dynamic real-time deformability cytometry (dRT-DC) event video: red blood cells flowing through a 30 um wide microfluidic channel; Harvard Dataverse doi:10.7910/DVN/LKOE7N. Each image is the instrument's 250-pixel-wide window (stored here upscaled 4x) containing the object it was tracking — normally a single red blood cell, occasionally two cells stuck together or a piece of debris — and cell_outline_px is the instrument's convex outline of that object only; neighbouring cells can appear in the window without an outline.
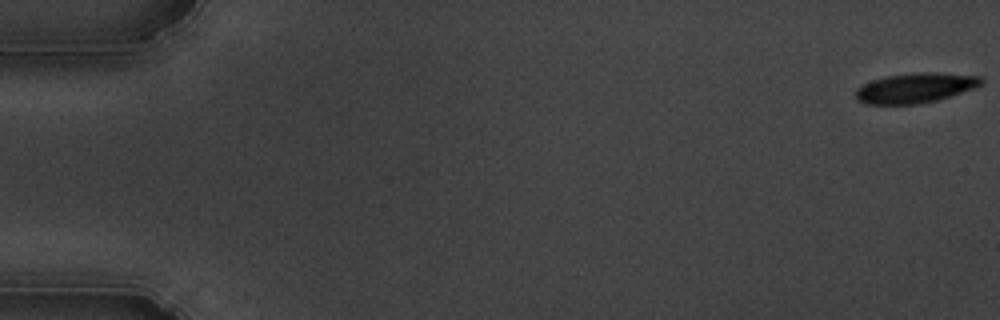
{"species": "common noctule bat (a hibernating species)", "species_latin": "Nyctalus noctula", "temperature_condition": "cold", "stored_images_in_passage": 11, "camera_frame_rate_fps": 3000, "um_per_image_px": 0.085, "animal": {"sex": "male", "body_mass_g": 19.5, "forearm_length_mm": 54.6}, "frame": {"image": 1, "passage_image": 1, "time_ms": 0.0, "image_size_px": [1000, 320], "cell_outline_px": [[984, 84], [976, 88], [936, 100], [920, 104], [864, 104], [856, 100], [856, 88], [872, 80], [888, 76], [916, 72], [936, 72], [984, 76]], "centroid_in_image_um": [77.85, 7.47], "position_along_channel_um": 7.1, "area_um2": 22.14}}